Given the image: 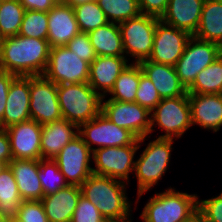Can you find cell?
Segmentation results:
<instances>
[{
	"label": "cell",
	"mask_w": 222,
	"mask_h": 222,
	"mask_svg": "<svg viewBox=\"0 0 222 222\" xmlns=\"http://www.w3.org/2000/svg\"><path fill=\"white\" fill-rule=\"evenodd\" d=\"M48 40L16 35L0 40V69L17 76L43 75L50 53Z\"/></svg>",
	"instance_id": "obj_1"
},
{
	"label": "cell",
	"mask_w": 222,
	"mask_h": 222,
	"mask_svg": "<svg viewBox=\"0 0 222 222\" xmlns=\"http://www.w3.org/2000/svg\"><path fill=\"white\" fill-rule=\"evenodd\" d=\"M126 182L91 174L81 185V195L91 201L107 221L132 222Z\"/></svg>",
	"instance_id": "obj_2"
},
{
	"label": "cell",
	"mask_w": 222,
	"mask_h": 222,
	"mask_svg": "<svg viewBox=\"0 0 222 222\" xmlns=\"http://www.w3.org/2000/svg\"><path fill=\"white\" fill-rule=\"evenodd\" d=\"M198 197L170 186L149 198L140 218L143 222H185L198 212Z\"/></svg>",
	"instance_id": "obj_3"
},
{
	"label": "cell",
	"mask_w": 222,
	"mask_h": 222,
	"mask_svg": "<svg viewBox=\"0 0 222 222\" xmlns=\"http://www.w3.org/2000/svg\"><path fill=\"white\" fill-rule=\"evenodd\" d=\"M57 93L63 119L78 127L101 113L103 97L89 83L59 84Z\"/></svg>",
	"instance_id": "obj_4"
},
{
	"label": "cell",
	"mask_w": 222,
	"mask_h": 222,
	"mask_svg": "<svg viewBox=\"0 0 222 222\" xmlns=\"http://www.w3.org/2000/svg\"><path fill=\"white\" fill-rule=\"evenodd\" d=\"M174 139L156 138L147 144L140 157L135 160L134 176L137 178L138 198L161 181L171 158Z\"/></svg>",
	"instance_id": "obj_5"
},
{
	"label": "cell",
	"mask_w": 222,
	"mask_h": 222,
	"mask_svg": "<svg viewBox=\"0 0 222 222\" xmlns=\"http://www.w3.org/2000/svg\"><path fill=\"white\" fill-rule=\"evenodd\" d=\"M151 130L158 126L164 135L158 138L179 139L192 125L189 94L162 99L151 111Z\"/></svg>",
	"instance_id": "obj_6"
},
{
	"label": "cell",
	"mask_w": 222,
	"mask_h": 222,
	"mask_svg": "<svg viewBox=\"0 0 222 222\" xmlns=\"http://www.w3.org/2000/svg\"><path fill=\"white\" fill-rule=\"evenodd\" d=\"M160 18L140 14L119 23L125 57H133V63L148 60L151 55L157 22Z\"/></svg>",
	"instance_id": "obj_7"
},
{
	"label": "cell",
	"mask_w": 222,
	"mask_h": 222,
	"mask_svg": "<svg viewBox=\"0 0 222 222\" xmlns=\"http://www.w3.org/2000/svg\"><path fill=\"white\" fill-rule=\"evenodd\" d=\"M146 138L147 136L138 139L139 145L95 148L92 151V159L94 160L92 163H95L92 173L115 178L128 184L129 174L135 169V153Z\"/></svg>",
	"instance_id": "obj_8"
},
{
	"label": "cell",
	"mask_w": 222,
	"mask_h": 222,
	"mask_svg": "<svg viewBox=\"0 0 222 222\" xmlns=\"http://www.w3.org/2000/svg\"><path fill=\"white\" fill-rule=\"evenodd\" d=\"M89 68L88 62L66 46H55L50 49L43 76L57 85L88 83Z\"/></svg>",
	"instance_id": "obj_9"
},
{
	"label": "cell",
	"mask_w": 222,
	"mask_h": 222,
	"mask_svg": "<svg viewBox=\"0 0 222 222\" xmlns=\"http://www.w3.org/2000/svg\"><path fill=\"white\" fill-rule=\"evenodd\" d=\"M221 55L220 45L214 42L196 38L188 40L184 53L175 64V70L181 83L188 89L198 73L209 66Z\"/></svg>",
	"instance_id": "obj_10"
},
{
	"label": "cell",
	"mask_w": 222,
	"mask_h": 222,
	"mask_svg": "<svg viewBox=\"0 0 222 222\" xmlns=\"http://www.w3.org/2000/svg\"><path fill=\"white\" fill-rule=\"evenodd\" d=\"M78 134L88 145L91 151L94 144L104 147H122L126 145H139L138 138L129 130L118 127L102 112L92 120L79 126Z\"/></svg>",
	"instance_id": "obj_11"
},
{
	"label": "cell",
	"mask_w": 222,
	"mask_h": 222,
	"mask_svg": "<svg viewBox=\"0 0 222 222\" xmlns=\"http://www.w3.org/2000/svg\"><path fill=\"white\" fill-rule=\"evenodd\" d=\"M92 151L78 134L53 159L69 185L80 186L91 174Z\"/></svg>",
	"instance_id": "obj_12"
},
{
	"label": "cell",
	"mask_w": 222,
	"mask_h": 222,
	"mask_svg": "<svg viewBox=\"0 0 222 222\" xmlns=\"http://www.w3.org/2000/svg\"><path fill=\"white\" fill-rule=\"evenodd\" d=\"M102 99L101 112L118 127L131 131L138 139L149 137L151 118L146 108L136 102H122Z\"/></svg>",
	"instance_id": "obj_13"
},
{
	"label": "cell",
	"mask_w": 222,
	"mask_h": 222,
	"mask_svg": "<svg viewBox=\"0 0 222 222\" xmlns=\"http://www.w3.org/2000/svg\"><path fill=\"white\" fill-rule=\"evenodd\" d=\"M30 117L38 124L63 118L58 101L57 84L43 75L30 76Z\"/></svg>",
	"instance_id": "obj_14"
},
{
	"label": "cell",
	"mask_w": 222,
	"mask_h": 222,
	"mask_svg": "<svg viewBox=\"0 0 222 222\" xmlns=\"http://www.w3.org/2000/svg\"><path fill=\"white\" fill-rule=\"evenodd\" d=\"M190 37L191 35L186 31L167 25L159 20L154 34L152 52L148 60L175 66L184 53Z\"/></svg>",
	"instance_id": "obj_15"
},
{
	"label": "cell",
	"mask_w": 222,
	"mask_h": 222,
	"mask_svg": "<svg viewBox=\"0 0 222 222\" xmlns=\"http://www.w3.org/2000/svg\"><path fill=\"white\" fill-rule=\"evenodd\" d=\"M13 159L40 160L42 125L35 120L14 124L5 129Z\"/></svg>",
	"instance_id": "obj_16"
},
{
	"label": "cell",
	"mask_w": 222,
	"mask_h": 222,
	"mask_svg": "<svg viewBox=\"0 0 222 222\" xmlns=\"http://www.w3.org/2000/svg\"><path fill=\"white\" fill-rule=\"evenodd\" d=\"M30 76H17L11 83L0 122V128L6 129L14 124L25 122L30 117Z\"/></svg>",
	"instance_id": "obj_17"
},
{
	"label": "cell",
	"mask_w": 222,
	"mask_h": 222,
	"mask_svg": "<svg viewBox=\"0 0 222 222\" xmlns=\"http://www.w3.org/2000/svg\"><path fill=\"white\" fill-rule=\"evenodd\" d=\"M80 33L72 6L59 1L48 11V36L50 47L65 46Z\"/></svg>",
	"instance_id": "obj_18"
},
{
	"label": "cell",
	"mask_w": 222,
	"mask_h": 222,
	"mask_svg": "<svg viewBox=\"0 0 222 222\" xmlns=\"http://www.w3.org/2000/svg\"><path fill=\"white\" fill-rule=\"evenodd\" d=\"M129 65L125 56H96L89 68V85L106 97L113 88L115 80L120 73Z\"/></svg>",
	"instance_id": "obj_19"
},
{
	"label": "cell",
	"mask_w": 222,
	"mask_h": 222,
	"mask_svg": "<svg viewBox=\"0 0 222 222\" xmlns=\"http://www.w3.org/2000/svg\"><path fill=\"white\" fill-rule=\"evenodd\" d=\"M192 125L218 132L222 126V94H189Z\"/></svg>",
	"instance_id": "obj_20"
},
{
	"label": "cell",
	"mask_w": 222,
	"mask_h": 222,
	"mask_svg": "<svg viewBox=\"0 0 222 222\" xmlns=\"http://www.w3.org/2000/svg\"><path fill=\"white\" fill-rule=\"evenodd\" d=\"M205 0H168L160 20L193 36L198 28Z\"/></svg>",
	"instance_id": "obj_21"
},
{
	"label": "cell",
	"mask_w": 222,
	"mask_h": 222,
	"mask_svg": "<svg viewBox=\"0 0 222 222\" xmlns=\"http://www.w3.org/2000/svg\"><path fill=\"white\" fill-rule=\"evenodd\" d=\"M139 65L143 73L153 82L161 99L188 94L187 89L178 78L174 66L149 60H144Z\"/></svg>",
	"instance_id": "obj_22"
},
{
	"label": "cell",
	"mask_w": 222,
	"mask_h": 222,
	"mask_svg": "<svg viewBox=\"0 0 222 222\" xmlns=\"http://www.w3.org/2000/svg\"><path fill=\"white\" fill-rule=\"evenodd\" d=\"M76 130V131H75ZM79 127L66 119L42 125V159H54L61 149L78 135Z\"/></svg>",
	"instance_id": "obj_23"
},
{
	"label": "cell",
	"mask_w": 222,
	"mask_h": 222,
	"mask_svg": "<svg viewBox=\"0 0 222 222\" xmlns=\"http://www.w3.org/2000/svg\"><path fill=\"white\" fill-rule=\"evenodd\" d=\"M81 196L80 186L68 185L57 192L43 196L45 214L49 222H70Z\"/></svg>",
	"instance_id": "obj_24"
},
{
	"label": "cell",
	"mask_w": 222,
	"mask_h": 222,
	"mask_svg": "<svg viewBox=\"0 0 222 222\" xmlns=\"http://www.w3.org/2000/svg\"><path fill=\"white\" fill-rule=\"evenodd\" d=\"M13 172L23 200H41L44 192L39 180V160L12 159L8 164Z\"/></svg>",
	"instance_id": "obj_25"
},
{
	"label": "cell",
	"mask_w": 222,
	"mask_h": 222,
	"mask_svg": "<svg viewBox=\"0 0 222 222\" xmlns=\"http://www.w3.org/2000/svg\"><path fill=\"white\" fill-rule=\"evenodd\" d=\"M96 56H125L118 23L109 22L88 33Z\"/></svg>",
	"instance_id": "obj_26"
},
{
	"label": "cell",
	"mask_w": 222,
	"mask_h": 222,
	"mask_svg": "<svg viewBox=\"0 0 222 222\" xmlns=\"http://www.w3.org/2000/svg\"><path fill=\"white\" fill-rule=\"evenodd\" d=\"M196 38L222 44V0H205Z\"/></svg>",
	"instance_id": "obj_27"
},
{
	"label": "cell",
	"mask_w": 222,
	"mask_h": 222,
	"mask_svg": "<svg viewBox=\"0 0 222 222\" xmlns=\"http://www.w3.org/2000/svg\"><path fill=\"white\" fill-rule=\"evenodd\" d=\"M22 202L13 172L7 165L0 173V215L16 218Z\"/></svg>",
	"instance_id": "obj_28"
},
{
	"label": "cell",
	"mask_w": 222,
	"mask_h": 222,
	"mask_svg": "<svg viewBox=\"0 0 222 222\" xmlns=\"http://www.w3.org/2000/svg\"><path fill=\"white\" fill-rule=\"evenodd\" d=\"M188 94H222V55L197 74Z\"/></svg>",
	"instance_id": "obj_29"
},
{
	"label": "cell",
	"mask_w": 222,
	"mask_h": 222,
	"mask_svg": "<svg viewBox=\"0 0 222 222\" xmlns=\"http://www.w3.org/2000/svg\"><path fill=\"white\" fill-rule=\"evenodd\" d=\"M140 81V65L130 63L115 80L108 95L109 99L122 102H135L136 91Z\"/></svg>",
	"instance_id": "obj_30"
},
{
	"label": "cell",
	"mask_w": 222,
	"mask_h": 222,
	"mask_svg": "<svg viewBox=\"0 0 222 222\" xmlns=\"http://www.w3.org/2000/svg\"><path fill=\"white\" fill-rule=\"evenodd\" d=\"M25 8L18 0H1L0 40L18 35Z\"/></svg>",
	"instance_id": "obj_31"
},
{
	"label": "cell",
	"mask_w": 222,
	"mask_h": 222,
	"mask_svg": "<svg viewBox=\"0 0 222 222\" xmlns=\"http://www.w3.org/2000/svg\"><path fill=\"white\" fill-rule=\"evenodd\" d=\"M80 32L89 33L96 28L109 23L104 11L96 0L73 7Z\"/></svg>",
	"instance_id": "obj_32"
},
{
	"label": "cell",
	"mask_w": 222,
	"mask_h": 222,
	"mask_svg": "<svg viewBox=\"0 0 222 222\" xmlns=\"http://www.w3.org/2000/svg\"><path fill=\"white\" fill-rule=\"evenodd\" d=\"M109 22L121 23L141 14L138 0H96Z\"/></svg>",
	"instance_id": "obj_33"
},
{
	"label": "cell",
	"mask_w": 222,
	"mask_h": 222,
	"mask_svg": "<svg viewBox=\"0 0 222 222\" xmlns=\"http://www.w3.org/2000/svg\"><path fill=\"white\" fill-rule=\"evenodd\" d=\"M38 177L41 182L44 196L53 194L69 185L64 175L59 170L57 163L52 159L39 160Z\"/></svg>",
	"instance_id": "obj_34"
},
{
	"label": "cell",
	"mask_w": 222,
	"mask_h": 222,
	"mask_svg": "<svg viewBox=\"0 0 222 222\" xmlns=\"http://www.w3.org/2000/svg\"><path fill=\"white\" fill-rule=\"evenodd\" d=\"M18 35L47 40L48 12L25 10Z\"/></svg>",
	"instance_id": "obj_35"
},
{
	"label": "cell",
	"mask_w": 222,
	"mask_h": 222,
	"mask_svg": "<svg viewBox=\"0 0 222 222\" xmlns=\"http://www.w3.org/2000/svg\"><path fill=\"white\" fill-rule=\"evenodd\" d=\"M161 100L153 82L143 73L140 66V81L135 102L151 112Z\"/></svg>",
	"instance_id": "obj_36"
},
{
	"label": "cell",
	"mask_w": 222,
	"mask_h": 222,
	"mask_svg": "<svg viewBox=\"0 0 222 222\" xmlns=\"http://www.w3.org/2000/svg\"><path fill=\"white\" fill-rule=\"evenodd\" d=\"M97 207L86 197L80 196L70 222H106Z\"/></svg>",
	"instance_id": "obj_37"
},
{
	"label": "cell",
	"mask_w": 222,
	"mask_h": 222,
	"mask_svg": "<svg viewBox=\"0 0 222 222\" xmlns=\"http://www.w3.org/2000/svg\"><path fill=\"white\" fill-rule=\"evenodd\" d=\"M16 219L20 222H49L41 200H23Z\"/></svg>",
	"instance_id": "obj_38"
},
{
	"label": "cell",
	"mask_w": 222,
	"mask_h": 222,
	"mask_svg": "<svg viewBox=\"0 0 222 222\" xmlns=\"http://www.w3.org/2000/svg\"><path fill=\"white\" fill-rule=\"evenodd\" d=\"M70 51L78 55L79 58L91 64L96 58L93 46L91 45L88 33L80 32L72 38L66 45Z\"/></svg>",
	"instance_id": "obj_39"
},
{
	"label": "cell",
	"mask_w": 222,
	"mask_h": 222,
	"mask_svg": "<svg viewBox=\"0 0 222 222\" xmlns=\"http://www.w3.org/2000/svg\"><path fill=\"white\" fill-rule=\"evenodd\" d=\"M198 212L206 222H222V192L209 199H198Z\"/></svg>",
	"instance_id": "obj_40"
},
{
	"label": "cell",
	"mask_w": 222,
	"mask_h": 222,
	"mask_svg": "<svg viewBox=\"0 0 222 222\" xmlns=\"http://www.w3.org/2000/svg\"><path fill=\"white\" fill-rule=\"evenodd\" d=\"M141 14L161 18L165 13L168 0H138Z\"/></svg>",
	"instance_id": "obj_41"
},
{
	"label": "cell",
	"mask_w": 222,
	"mask_h": 222,
	"mask_svg": "<svg viewBox=\"0 0 222 222\" xmlns=\"http://www.w3.org/2000/svg\"><path fill=\"white\" fill-rule=\"evenodd\" d=\"M16 77L17 75L9 72H0V122L4 116V110L10 85Z\"/></svg>",
	"instance_id": "obj_42"
},
{
	"label": "cell",
	"mask_w": 222,
	"mask_h": 222,
	"mask_svg": "<svg viewBox=\"0 0 222 222\" xmlns=\"http://www.w3.org/2000/svg\"><path fill=\"white\" fill-rule=\"evenodd\" d=\"M25 10H35L48 12L59 1L58 0H18Z\"/></svg>",
	"instance_id": "obj_43"
},
{
	"label": "cell",
	"mask_w": 222,
	"mask_h": 222,
	"mask_svg": "<svg viewBox=\"0 0 222 222\" xmlns=\"http://www.w3.org/2000/svg\"><path fill=\"white\" fill-rule=\"evenodd\" d=\"M12 159L8 134L5 129L0 128V161L8 165Z\"/></svg>",
	"instance_id": "obj_44"
},
{
	"label": "cell",
	"mask_w": 222,
	"mask_h": 222,
	"mask_svg": "<svg viewBox=\"0 0 222 222\" xmlns=\"http://www.w3.org/2000/svg\"><path fill=\"white\" fill-rule=\"evenodd\" d=\"M61 2L65 3V4H68L69 6H76V5H79V4H82V3H87V2H90V1H93V0H60Z\"/></svg>",
	"instance_id": "obj_45"
},
{
	"label": "cell",
	"mask_w": 222,
	"mask_h": 222,
	"mask_svg": "<svg viewBox=\"0 0 222 222\" xmlns=\"http://www.w3.org/2000/svg\"><path fill=\"white\" fill-rule=\"evenodd\" d=\"M185 222H206V220L199 212H197L189 220Z\"/></svg>",
	"instance_id": "obj_46"
},
{
	"label": "cell",
	"mask_w": 222,
	"mask_h": 222,
	"mask_svg": "<svg viewBox=\"0 0 222 222\" xmlns=\"http://www.w3.org/2000/svg\"><path fill=\"white\" fill-rule=\"evenodd\" d=\"M0 222H11V218L0 215Z\"/></svg>",
	"instance_id": "obj_47"
},
{
	"label": "cell",
	"mask_w": 222,
	"mask_h": 222,
	"mask_svg": "<svg viewBox=\"0 0 222 222\" xmlns=\"http://www.w3.org/2000/svg\"><path fill=\"white\" fill-rule=\"evenodd\" d=\"M7 166L5 162L0 161V173Z\"/></svg>",
	"instance_id": "obj_48"
},
{
	"label": "cell",
	"mask_w": 222,
	"mask_h": 222,
	"mask_svg": "<svg viewBox=\"0 0 222 222\" xmlns=\"http://www.w3.org/2000/svg\"><path fill=\"white\" fill-rule=\"evenodd\" d=\"M11 222H20V221L16 218H11Z\"/></svg>",
	"instance_id": "obj_49"
},
{
	"label": "cell",
	"mask_w": 222,
	"mask_h": 222,
	"mask_svg": "<svg viewBox=\"0 0 222 222\" xmlns=\"http://www.w3.org/2000/svg\"><path fill=\"white\" fill-rule=\"evenodd\" d=\"M220 51H221V55H222V44L220 45Z\"/></svg>",
	"instance_id": "obj_50"
}]
</instances>
